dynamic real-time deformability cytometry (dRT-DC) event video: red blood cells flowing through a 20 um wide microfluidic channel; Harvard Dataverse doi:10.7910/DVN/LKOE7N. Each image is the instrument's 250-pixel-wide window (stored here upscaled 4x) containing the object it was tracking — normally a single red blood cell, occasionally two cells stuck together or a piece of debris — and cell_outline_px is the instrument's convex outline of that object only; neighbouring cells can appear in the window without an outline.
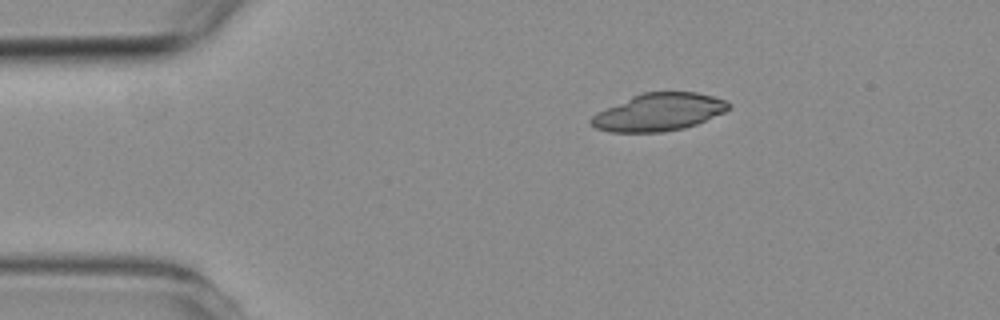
{"species": "common noctule bat (a hibernating species)", "species_latin": "Nyctalus noctula", "temperature_condition": "room temperature", "stored_images_in_passage": 3, "camera_frame_rate_fps": 3000, "um_per_image_px": 0.085, "animal": {"sex": "female", "body_mass_g": 19.3, "forearm_length_mm": 54.1}, "frame": {"image": 1, "passage_image": 1, "time_ms": 0.0, "image_size_px": [1000, 320], "cell_outline_px": [[732, 108], [724, 112], [696, 124], [684, 128], [664, 132], [608, 132], [596, 128], [588, 120], [596, 112], [632, 96], [644, 92], [696, 92], [712, 96], [724, 100], [732, 104]], "centroid_in_image_um": [55.99, 9.53], "position_along_channel_um": 29.0, "area_um2": 30.06}}